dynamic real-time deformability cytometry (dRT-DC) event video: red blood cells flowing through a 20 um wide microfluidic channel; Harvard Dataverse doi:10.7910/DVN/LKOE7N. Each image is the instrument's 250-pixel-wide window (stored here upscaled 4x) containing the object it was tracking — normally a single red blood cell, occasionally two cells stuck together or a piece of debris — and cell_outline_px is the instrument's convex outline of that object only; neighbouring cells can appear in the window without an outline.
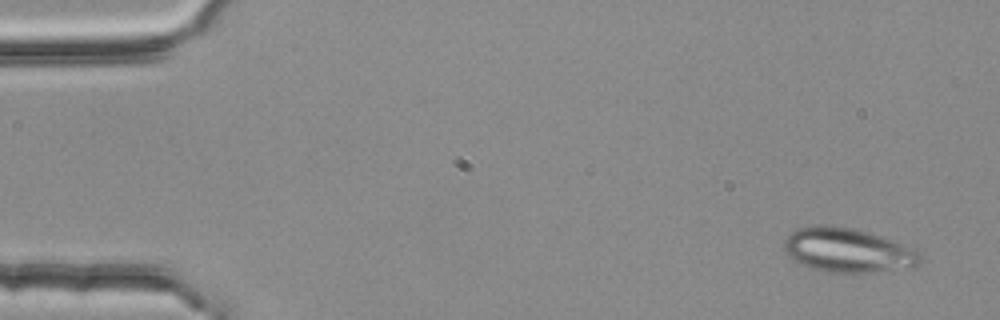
{"species": "common noctule bat (a hibernating species)", "species_latin": "Nyctalus noctula", "temperature_condition": "room temperature", "stored_images_in_passage": 4, "camera_frame_rate_fps": 3000, "um_per_image_px": 0.085, "animal": {"sex": "female", "body_mass_g": 25.1}, "frame": {"image": 1, "passage_image": 1, "time_ms": 0.0, "image_size_px": [1000, 320], "cell_outline_px": [[920, 260], [916, 264], [868, 272], [832, 272], [816, 268], [804, 264], [796, 260], [784, 252], [784, 240], [796, 228], [816, 224], [832, 224], [852, 228], [868, 232], [916, 248], [920, 252]], "centroid_in_image_um": [72.0, 21.21], "position_along_channel_um": 13.0, "area_um2": 34.33}}